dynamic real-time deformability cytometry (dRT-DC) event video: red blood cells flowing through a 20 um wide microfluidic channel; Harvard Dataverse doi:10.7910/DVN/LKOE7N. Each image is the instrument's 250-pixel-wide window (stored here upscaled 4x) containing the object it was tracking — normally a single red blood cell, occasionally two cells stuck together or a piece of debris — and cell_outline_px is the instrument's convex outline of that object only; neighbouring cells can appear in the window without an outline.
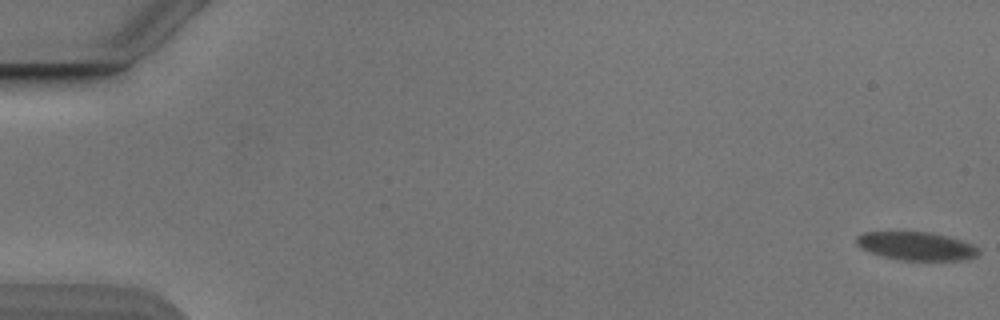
{"species": "Egyptian fruit bat (a non-hibernating species)", "species_latin": "Rousettus aegyptiacus", "temperature_condition": "cold", "stored_images_in_passage": 56, "camera_frame_rate_fps": 3000, "um_per_image_px": 0.085, "animal": {"sex": "male"}, "frame": {"image": 1, "passage_image": 1, "time_ms": 0.0, "image_size_px": [1000, 320], "cell_outline_px": [[980, 252], [976, 256], [960, 260], [900, 260], [884, 256], [872, 252], [864, 248], [856, 240], [856, 236], [864, 232], [928, 232], [960, 240], [976, 248]], "centroid_in_image_um": [77.87, 20.92], "position_along_channel_um": 7.1, "area_um2": 19.48}}
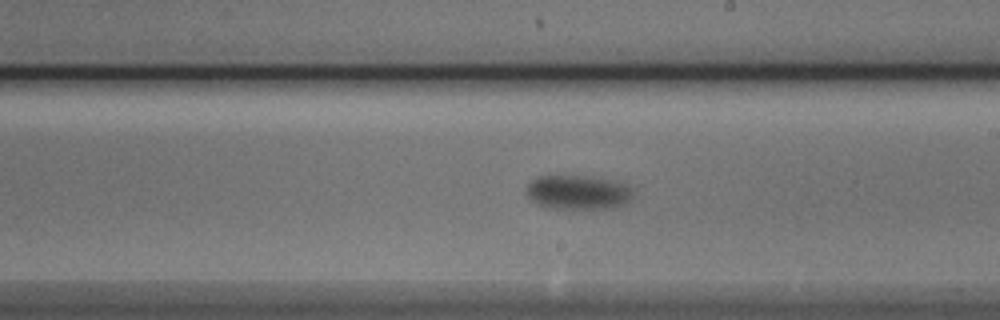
{"frame": {"image": 2, "passage_image": 33, "time_ms": 10.667, "image_size_px": [1000, 320], "cell_outline_px": [[632, 196], [624, 204], [612, 208], [544, 208], [536, 204], [528, 196], [528, 184], [532, 180], [540, 176], [588, 176], [608, 180], [620, 184], [628, 188]], "centroid_in_image_um": [49.05, 16.36], "position_along_channel_um": 240.0, "area_um2": 20.69}}
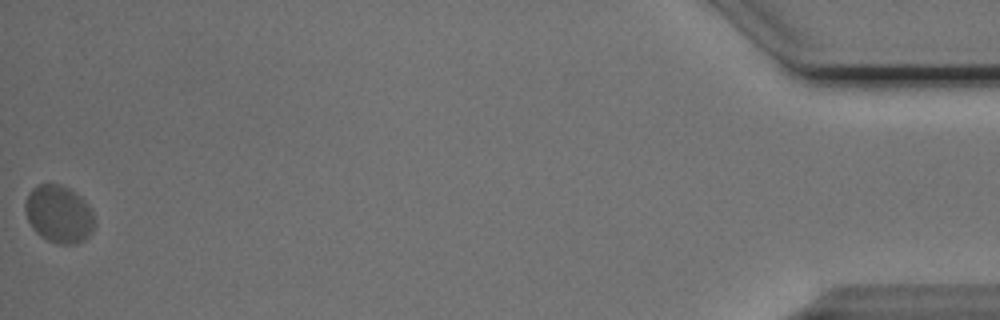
{"frame": {"image": 3, "passage_image": 56, "time_ms": 18.333, "image_size_px": [1000, 320], "cell_outline_px": [[96, 224], [92, 232], [84, 240], [76, 244], [56, 244], [40, 236], [32, 228], [24, 212], [24, 204], [28, 192], [32, 188], [40, 184], [60, 184], [68, 188], [80, 196], [92, 208]], "centroid_in_image_um": [5.01, 18.21], "position_along_channel_um": 430.2, "area_um2": 23.64}, "authors_computed_cell_mechanics": {"area_um2": 21.675, "velocity_mm_per_s": 3.7383, "shape_relaxation_time_tau1_ms": 1.4806, "shape_relaxation_time_tau2_ms": null, "deformation_change_tau1": 0.0638, "deformation_change_tau2": null}}